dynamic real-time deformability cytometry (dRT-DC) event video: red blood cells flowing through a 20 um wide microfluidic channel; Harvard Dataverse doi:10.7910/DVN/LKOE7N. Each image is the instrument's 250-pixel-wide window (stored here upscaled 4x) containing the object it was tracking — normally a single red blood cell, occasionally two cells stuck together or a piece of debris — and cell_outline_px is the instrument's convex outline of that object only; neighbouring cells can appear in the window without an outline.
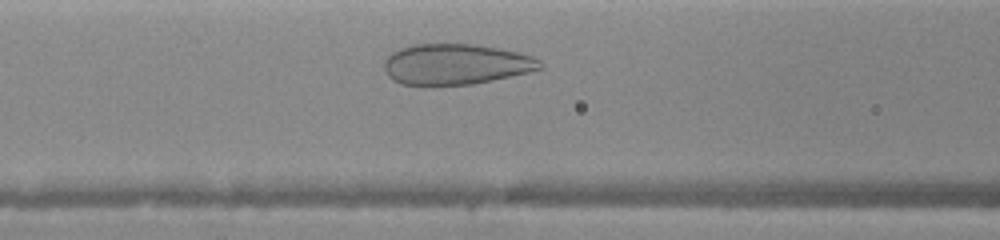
{"species": "human", "species_latin": "Homo sapiens", "temperature_condition": "warm", "stored_images_in_passage": 6, "camera_frame_rate_fps": 3000, "um_per_image_px": 0.085, "donor": {"sex": "female"}, "frame": {"image": 1, "passage_image": 4, "time_ms": 1.667, "image_size_px": [1000, 240], "cell_outline_px": [[544, 68], [528, 72], [492, 80], [472, 84], [400, 84], [392, 80], [388, 76], [384, 68], [384, 60], [392, 52], [400, 48], [412, 44], [472, 44], [520, 52], [532, 56], [540, 60], [544, 64]], "centroid_in_image_um": [38.75, 5.45], "position_along_channel_um": 127.8, "area_um2": 36.82}}
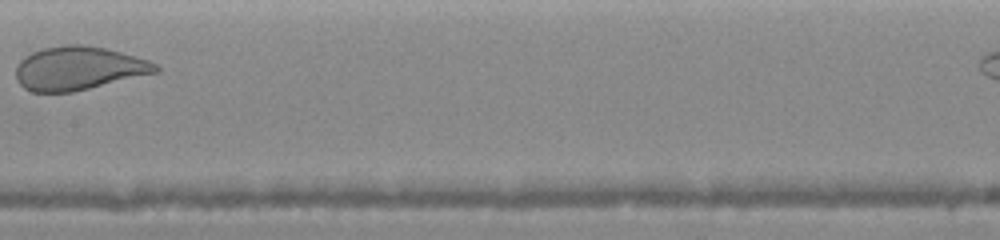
{"frame": {"image": 2, "passage_image": 6, "time_ms": 3.333, "image_size_px": [1000, 240], "cell_outline_px": [[160, 72], [72, 92], [32, 92], [24, 88], [16, 80], [16, 64], [24, 56], [32, 52], [44, 48], [64, 44], [80, 44], [104, 48], [120, 52], [148, 60], [156, 64], [160, 68]], "centroid_in_image_um": [6.66, 5.8], "position_along_channel_um": 200.7, "area_um2": 35.55}}